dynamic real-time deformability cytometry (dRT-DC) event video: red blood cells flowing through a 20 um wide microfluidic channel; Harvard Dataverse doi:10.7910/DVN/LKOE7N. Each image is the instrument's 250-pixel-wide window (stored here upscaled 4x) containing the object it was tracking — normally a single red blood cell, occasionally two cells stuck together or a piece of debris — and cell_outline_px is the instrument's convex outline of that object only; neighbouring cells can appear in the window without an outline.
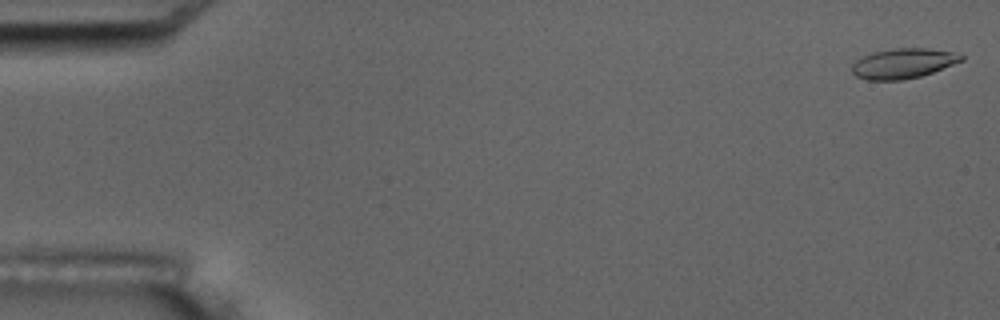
{"species": "common noctule bat (a hibernating species)", "species_latin": "Nyctalus noctula", "temperature_condition": "room temperature", "stored_images_in_passage": 16, "camera_frame_rate_fps": 3000, "um_per_image_px": 0.085, "animal": {"sex": "male", "body_mass_g": 17.5, "forearm_length_mm": 52.3}, "frame": {"image": 1, "passage_image": 1, "time_ms": 0.0, "image_size_px": [1000, 320], "cell_outline_px": [[964, 60], [932, 72], [920, 76], [900, 80], [868, 80], [856, 76], [852, 72], [852, 64], [856, 60], [872, 52], [896, 48], [928, 48], [952, 52], [964, 56]], "centroid_in_image_um": [76.75, 5.39], "position_along_channel_um": 8.2, "area_um2": 18.96}}
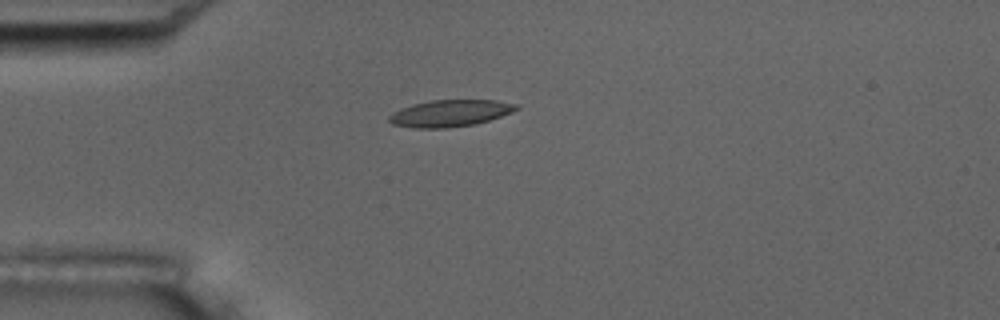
{"frame": {"image": 2, "passage_image": 5, "time_ms": 4.667, "image_size_px": [1000, 320], "cell_outline_px": [[520, 108], [512, 112], [476, 124], [448, 128], [412, 128], [392, 124], [388, 120], [388, 116], [392, 112], [412, 104], [432, 100], [496, 100], [520, 104]], "centroid_in_image_um": [38.26, 9.62], "position_along_channel_um": 46.7, "area_um2": 20.0}, "authors_computed_cell_mechanics": {"area_um2": 19.2474, "velocity_mm_per_s": 3.537, "shape_relaxation_time_tau1_ms": 6.9798, "shape_relaxation_time_tau2_ms": 2.0575, "deformation_change_tau1": 0.1474, "deformation_change_tau2": 0.0647}}